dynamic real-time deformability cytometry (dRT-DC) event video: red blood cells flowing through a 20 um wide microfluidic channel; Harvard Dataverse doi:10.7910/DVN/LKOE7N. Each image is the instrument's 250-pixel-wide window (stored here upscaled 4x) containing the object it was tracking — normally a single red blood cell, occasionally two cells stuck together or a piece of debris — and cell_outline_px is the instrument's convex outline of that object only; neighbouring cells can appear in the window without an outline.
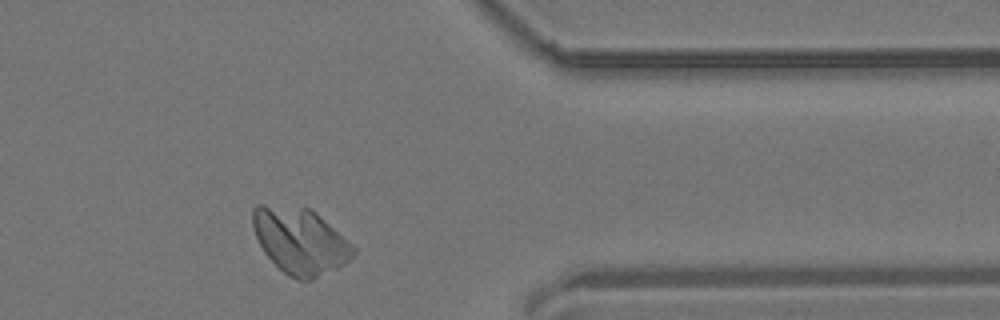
{"species": "common noctule bat (a hibernating species)", "species_latin": "Nyctalus noctula", "temperature_condition": "room temperature", "stored_images_in_passage": 39, "camera_frame_rate_fps": 3000, "um_per_image_px": 0.085, "animal": {"sex": "male", "body_mass_g": 19.2, "forearm_length_mm": 51.8}, "frame": {"image": 1, "passage_image": 28, "time_ms": 9.0, "image_size_px": [1000, 320], "cell_outline_px": [[356, 252], [344, 264], [312, 280], [296, 280], [288, 276], [264, 252], [252, 228], [252, 208], [256, 204], [264, 204], [308, 208], [316, 212], [352, 244], [356, 248]], "centroid_in_image_um": [25.49, 20.47], "position_along_channel_um": 385.9, "area_um2": 38.49}}